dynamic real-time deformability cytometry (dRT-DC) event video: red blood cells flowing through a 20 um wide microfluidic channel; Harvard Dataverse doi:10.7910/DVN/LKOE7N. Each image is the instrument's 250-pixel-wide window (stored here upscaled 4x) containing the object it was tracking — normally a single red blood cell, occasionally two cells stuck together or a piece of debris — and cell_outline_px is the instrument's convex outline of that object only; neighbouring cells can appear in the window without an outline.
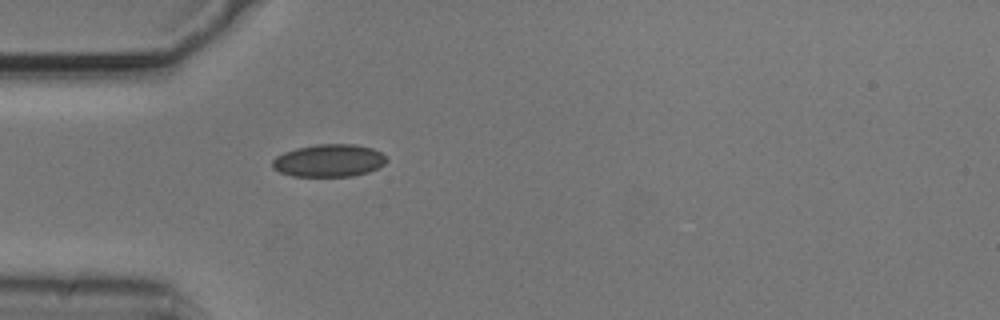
{"species": "common noctule bat (a hibernating species)", "species_latin": "Nyctalus noctula", "temperature_condition": "cold", "stored_images_in_passage": 5, "camera_frame_rate_fps": 3000, "um_per_image_px": 0.085, "animal": {"sex": "male", "body_mass_g": 20.5, "forearm_length_mm": 52.5}, "frame": {"image": 1, "passage_image": 1, "time_ms": 0.0, "image_size_px": [1000, 320], "cell_outline_px": [[388, 160], [384, 164], [368, 172], [352, 176], [292, 176], [280, 172], [272, 168], [272, 160], [276, 156], [284, 152], [296, 148], [316, 144], [356, 144], [372, 148], [380, 152]], "centroid_in_image_um": [27.94, 13.64], "position_along_channel_um": 57.1, "area_um2": 21.68}}